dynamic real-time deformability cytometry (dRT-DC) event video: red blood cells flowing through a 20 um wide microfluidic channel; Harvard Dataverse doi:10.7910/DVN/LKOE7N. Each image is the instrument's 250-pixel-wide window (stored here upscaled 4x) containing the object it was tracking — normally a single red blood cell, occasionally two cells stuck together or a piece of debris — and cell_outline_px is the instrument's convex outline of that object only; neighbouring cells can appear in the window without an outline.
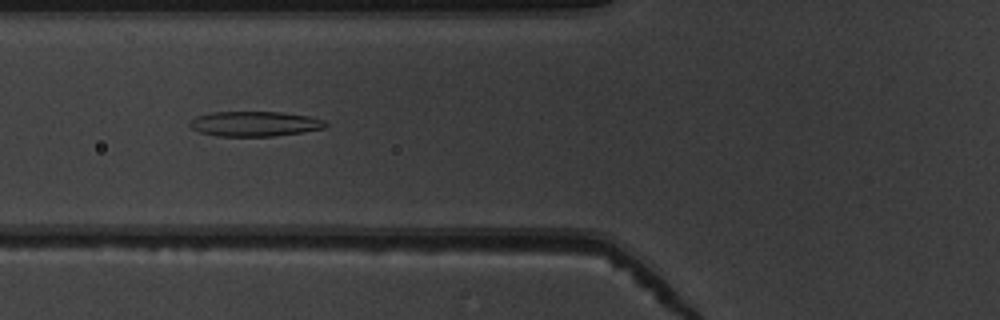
{"species": "common noctule bat (a hibernating species)", "species_latin": "Nyctalus noctula", "temperature_condition": "warm", "stored_images_in_passage": 43, "camera_frame_rate_fps": 3000, "um_per_image_px": 0.085, "animal": {"sex": "male", "body_mass_g": 19.5, "forearm_length_mm": 54.6}, "frame": {"image": 1, "passage_image": 12, "time_ms": 3.667, "image_size_px": [1000, 320], "cell_outline_px": [[328, 124], [324, 128], [304, 132], [272, 136], [216, 136], [200, 132], [192, 128], [188, 124], [196, 116], [212, 112], [280, 112], [308, 116], [324, 120]], "centroid_in_image_um": [21.65, 10.52], "position_along_channel_um": 104.2, "area_um2": 19.71}}
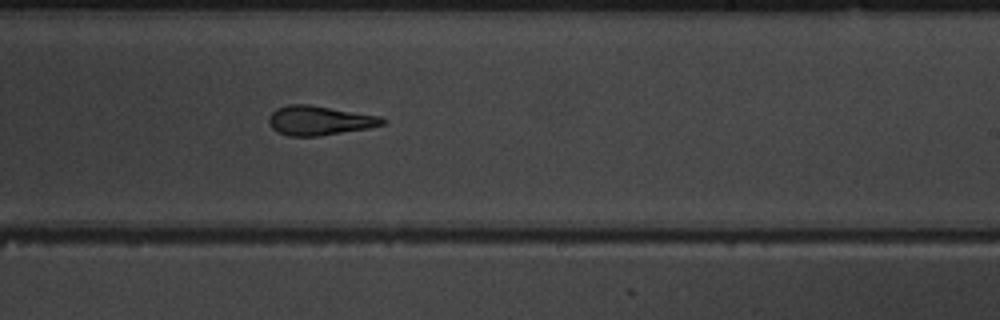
{"frame": {"image": 2, "passage_image": 24, "time_ms": 7.667, "image_size_px": [1000, 320], "cell_outline_px": [[388, 120], [384, 124], [368, 128], [320, 136], [288, 136], [276, 132], [268, 124], [268, 116], [276, 108], [288, 104], [308, 104], [380, 116]], "centroid_in_image_um": [27.11, 10.24], "position_along_channel_um": 261.9, "area_um2": 19.59}}
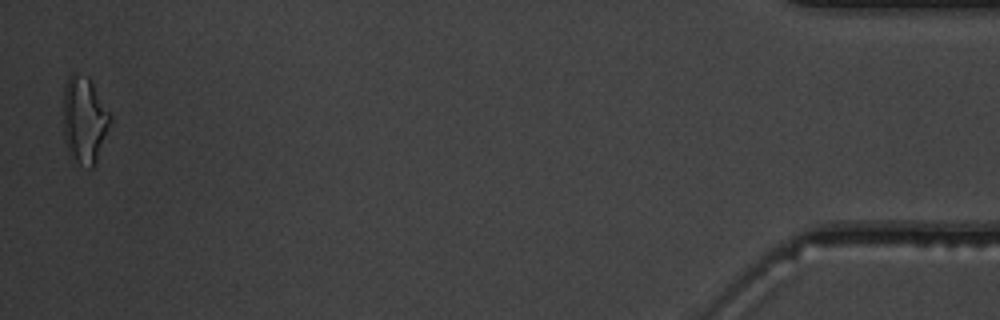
{"frame": {"image": 3, "passage_image": 43, "time_ms": 14.0, "image_size_px": [1000, 320], "cell_outline_px": [[112, 120], [96, 160], [92, 168], [88, 168], [80, 164], [68, 152], [64, 140], [64, 84], [68, 76], [72, 72], [76, 72], [88, 76], [112, 116]], "centroid_in_image_um": [7.17, 10.15], "position_along_channel_um": 428.0, "area_um2": 23.7}, "authors_computed_cell_mechanics": {"area_um2": 19.8254, "velocity_mm_per_s": 3.9442, "shape_relaxation_time_tau1_ms": 7.9694, "shape_relaxation_time_tau2_ms": 2.9191, "deformation_change_tau1": 0.2188, "deformation_change_tau2": 0.1466}}